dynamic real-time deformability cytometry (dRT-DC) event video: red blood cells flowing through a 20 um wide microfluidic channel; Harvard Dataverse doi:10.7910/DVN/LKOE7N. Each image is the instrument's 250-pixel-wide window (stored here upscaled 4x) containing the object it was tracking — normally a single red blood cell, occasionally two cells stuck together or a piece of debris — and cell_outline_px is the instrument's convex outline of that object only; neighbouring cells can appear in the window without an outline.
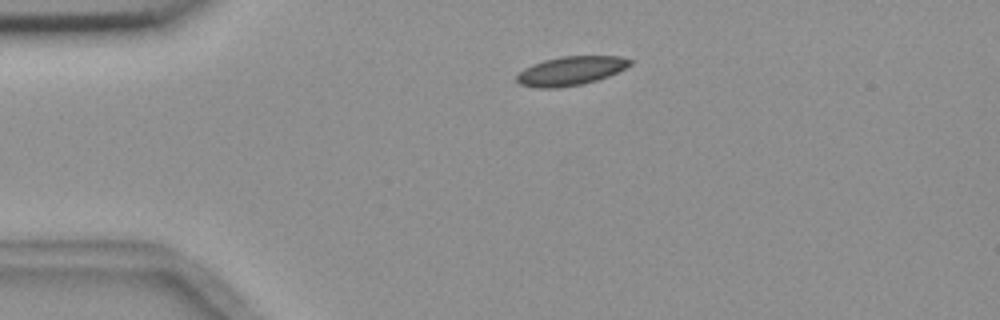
{"species": "common noctule bat (a hibernating species)", "species_latin": "Nyctalus noctula", "temperature_condition": "room temperature", "stored_images_in_passage": 3, "camera_frame_rate_fps": 3000, "um_per_image_px": 0.085, "animal": {"sex": "female", "body_mass_g": 18.4}, "frame": {"image": 1, "passage_image": 2, "time_ms": 2.0, "image_size_px": [1000, 320], "cell_outline_px": [[632, 64], [608, 76], [596, 80], [580, 84], [556, 88], [536, 88], [520, 84], [516, 80], [516, 76], [524, 68], [532, 64], [544, 60], [560, 56], [620, 56], [632, 60]], "centroid_in_image_um": [48.48, 6.01], "position_along_channel_um": 36.5, "area_um2": 18.96}}